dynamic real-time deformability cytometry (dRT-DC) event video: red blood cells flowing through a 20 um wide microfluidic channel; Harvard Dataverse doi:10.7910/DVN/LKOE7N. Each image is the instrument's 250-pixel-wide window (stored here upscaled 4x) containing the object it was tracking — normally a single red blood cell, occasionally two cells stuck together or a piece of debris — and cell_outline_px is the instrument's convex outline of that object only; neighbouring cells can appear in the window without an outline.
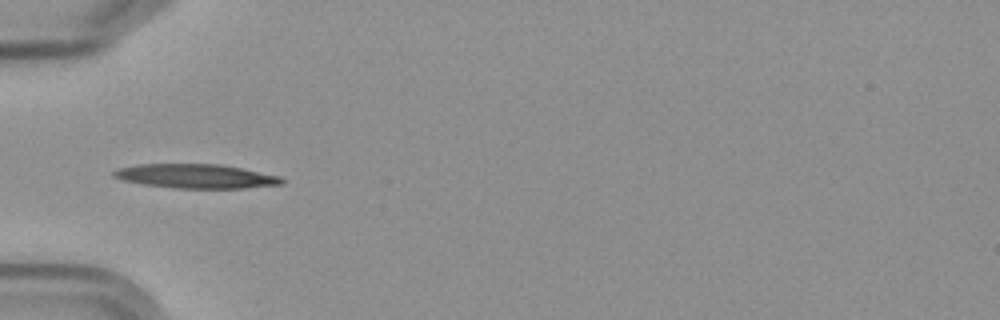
{"species": "Egyptian fruit bat (a non-hibernating species)", "species_latin": "Rousettus aegyptiacus", "temperature_condition": "cold", "stored_images_in_passage": 15, "camera_frame_rate_fps": 3000, "um_per_image_px": 0.085, "frame": {"image": 1, "passage_image": 5, "time_ms": 5.333, "image_size_px": [1000, 320], "cell_outline_px": [[284, 184], [244, 188], [176, 188], [144, 184], [124, 180], [112, 176], [112, 172], [116, 168], [136, 164], [220, 164], [280, 176], [284, 180]], "centroid_in_image_um": [16.63, 14.97], "position_along_channel_um": 68.4, "area_um2": 23.58}}
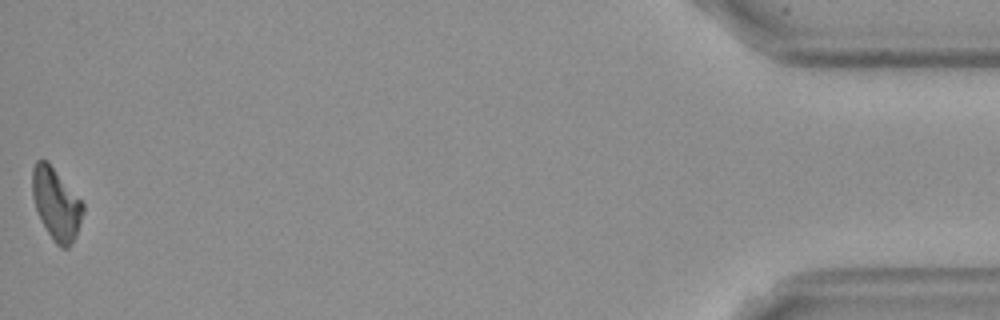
{"frame": {"image": 2, "passage_image": 15, "time_ms": 18.0, "image_size_px": [1000, 320], "cell_outline_px": [[84, 212], [76, 236], [72, 244], [68, 248], [60, 248], [52, 240], [36, 208], [32, 196], [32, 168], [36, 160], [48, 160], [84, 204]], "centroid_in_image_um": [4.78, 17.33], "position_along_channel_um": 430.4, "area_um2": 21.21}}